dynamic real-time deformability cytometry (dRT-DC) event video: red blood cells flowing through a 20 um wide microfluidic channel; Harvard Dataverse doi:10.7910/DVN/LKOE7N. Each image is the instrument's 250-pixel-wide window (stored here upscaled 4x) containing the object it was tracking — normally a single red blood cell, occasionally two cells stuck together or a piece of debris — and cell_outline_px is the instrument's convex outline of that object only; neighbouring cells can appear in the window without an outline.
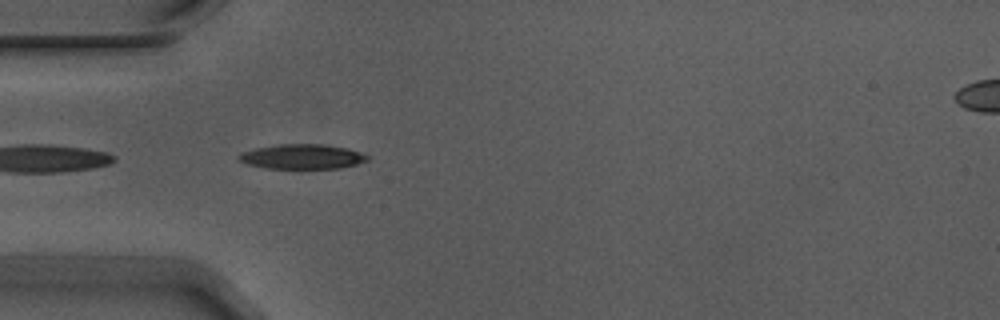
{"species": "Egyptian fruit bat (a non-hibernating species)", "species_latin": "Rousettus aegyptiacus", "temperature_condition": "warm", "stored_images_in_passage": 41, "camera_frame_rate_fps": 3000, "um_per_image_px": 0.085, "animal": {"sex": "male"}, "frame": {"image": 1, "passage_image": 2, "time_ms": 0.333, "image_size_px": [1000, 320], "cell_outline_px": [[368, 160], [356, 164], [340, 168], [264, 168], [248, 164], [240, 160], [236, 156], [240, 152], [256, 148], [280, 144], [324, 144], [348, 148], [360, 152], [368, 156]], "centroid_in_image_um": [25.67, 13.3], "position_along_channel_um": 59.3, "area_um2": 18.5}}
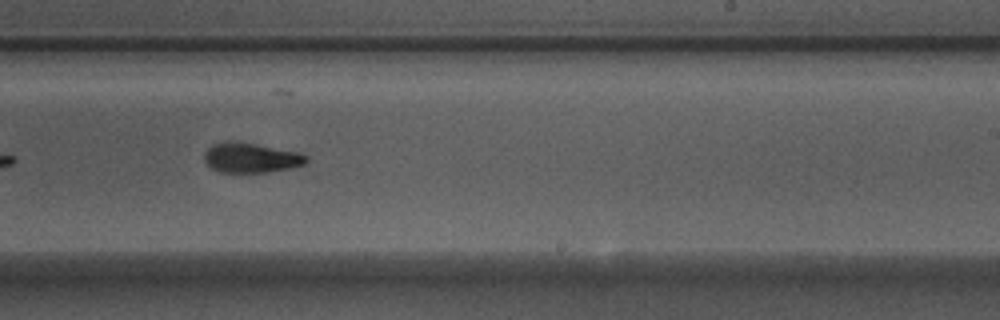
{"frame": {"image": 2, "passage_image": 19, "time_ms": 6.0, "image_size_px": [1000, 320], "cell_outline_px": [[308, 160], [304, 164], [288, 168], [268, 172], [220, 172], [212, 168], [204, 160], [204, 156], [208, 148], [212, 144], [228, 140], [232, 140], [256, 144], [300, 152], [308, 156]], "centroid_in_image_um": [21.33, 13.39], "position_along_channel_um": 267.7, "area_um2": 17.74}}
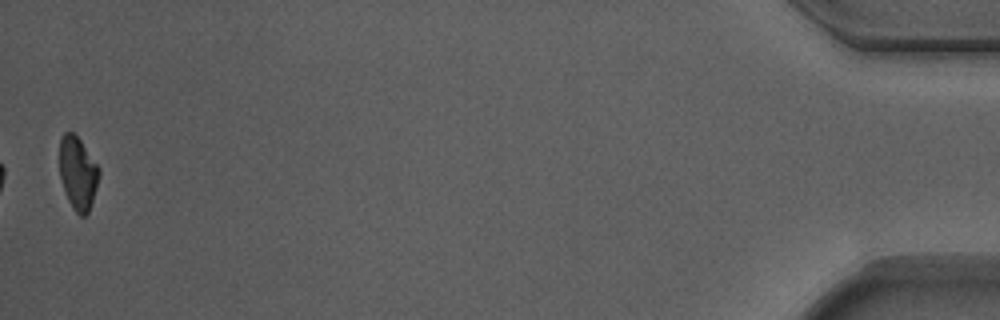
{"frame": {"image": 3, "passage_image": 40, "time_ms": 13.0, "image_size_px": [1000, 320], "cell_outline_px": [[100, 172], [96, 188], [88, 212], [84, 216], [80, 216], [72, 208], [68, 200], [60, 176], [60, 140], [64, 132], [72, 132], [80, 140], [100, 168]], "centroid_in_image_um": [6.62, 14.71], "position_along_channel_um": 428.6, "area_um2": 16.53}, "authors_computed_cell_mechanics": {"area_um2": 18.0914, "velocity_mm_per_s": 3.728, "shape_relaxation_time_tau1_ms": 3.1588, "shape_relaxation_time_tau2_ms": 3.2502, "deformation_change_tau1": 0.1468, "deformation_change_tau2": 0.0887}}